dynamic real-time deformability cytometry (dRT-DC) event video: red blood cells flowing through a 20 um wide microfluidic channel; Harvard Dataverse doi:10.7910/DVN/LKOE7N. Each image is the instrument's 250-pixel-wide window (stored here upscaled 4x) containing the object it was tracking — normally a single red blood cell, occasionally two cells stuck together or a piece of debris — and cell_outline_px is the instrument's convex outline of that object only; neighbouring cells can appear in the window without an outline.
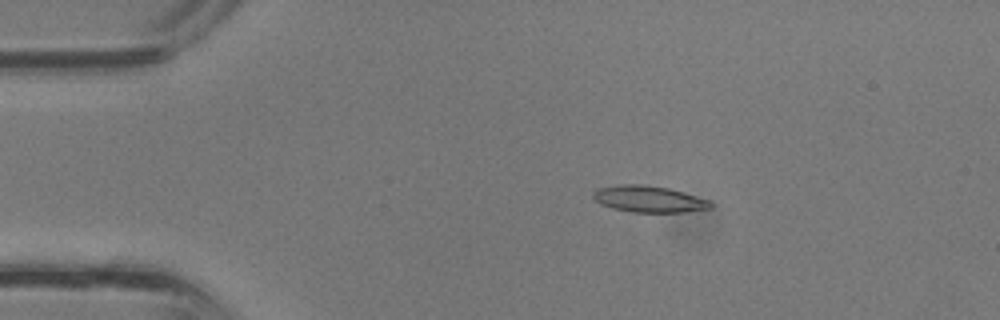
{"species": "common noctule bat (a hibernating species)", "species_latin": "Nyctalus noctula", "temperature_condition": "room temperature", "stored_images_in_passage": 32, "camera_frame_rate_fps": 3000, "um_per_image_px": 0.085, "animal": {"sex": "male", "body_mass_g": 13.3}, "frame": {"image": 1, "passage_image": 2, "time_ms": 0.333, "image_size_px": [1000, 320], "cell_outline_px": [[712, 208], [688, 212], [632, 212], [612, 208], [600, 204], [592, 196], [592, 192], [596, 188], [620, 184], [644, 184], [668, 188], [684, 192], [708, 200], [712, 204]], "centroid_in_image_um": [55.13, 16.91], "position_along_channel_um": 29.9, "area_um2": 18.26}}
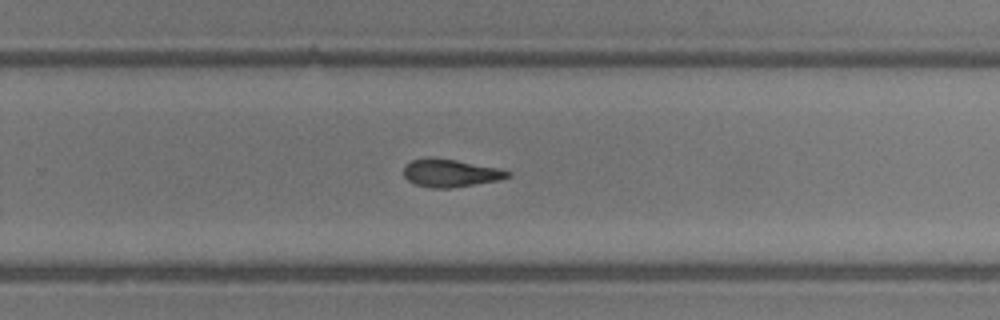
{"frame": {"image": 2, "passage_image": 19, "time_ms": 6.0, "image_size_px": [1000, 320], "cell_outline_px": [[512, 176], [500, 180], [452, 188], [432, 188], [416, 184], [408, 180], [404, 176], [404, 164], [412, 160], [428, 156], [432, 156], [456, 160], [496, 168], [512, 172]], "centroid_in_image_um": [38.27, 14.7], "position_along_channel_um": 291.5, "area_um2": 16.99}}
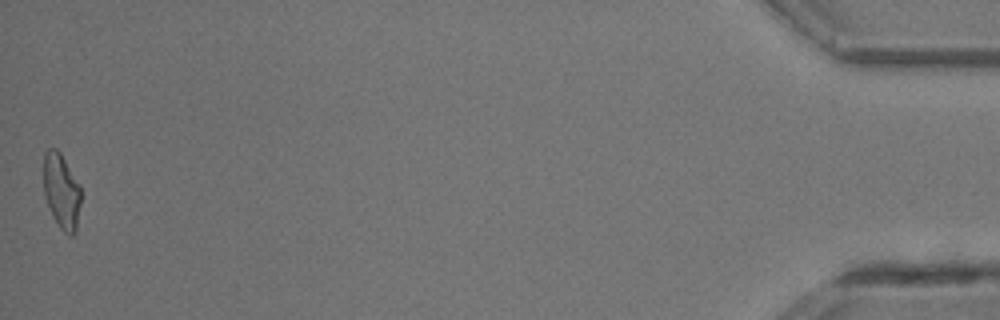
{"frame": {"image": 3, "passage_image": 32, "time_ms": 10.333, "image_size_px": [1000, 320], "cell_outline_px": [[80, 204], [76, 232], [72, 236], [68, 236], [60, 228], [52, 216], [44, 196], [44, 152], [48, 148], [56, 148], [60, 152], [80, 184]], "centroid_in_image_um": [5.22, 16.26], "position_along_channel_um": 430.0, "area_um2": 16.53}}